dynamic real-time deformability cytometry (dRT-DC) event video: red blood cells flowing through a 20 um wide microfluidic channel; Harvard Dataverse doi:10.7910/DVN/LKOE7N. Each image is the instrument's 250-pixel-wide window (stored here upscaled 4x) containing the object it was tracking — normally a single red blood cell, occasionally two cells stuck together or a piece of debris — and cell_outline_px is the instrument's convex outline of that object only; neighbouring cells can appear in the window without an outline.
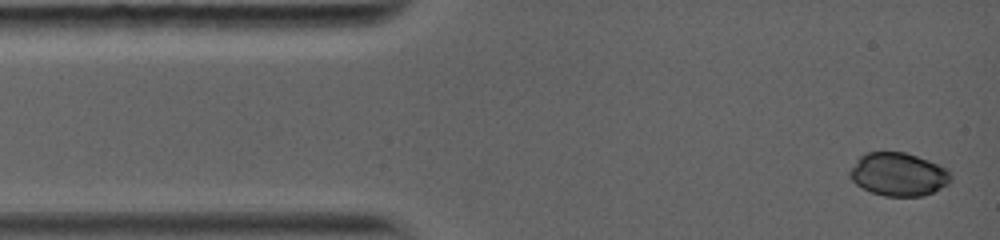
{"species": "common noctule bat (a hibernating species)", "species_latin": "Nyctalus noctula", "temperature_condition": "warm", "stored_images_in_passage": 44, "camera_frame_rate_fps": 5000, "um_per_image_px": 0.085, "animal": {"sex": "female", "body_mass_g": 19.0, "forearm_length_mm": 56.7}, "frame": {"image": 1, "passage_image": 1, "time_ms": 0.0, "image_size_px": [1000, 240], "cell_outline_px": [[952, 180], [948, 184], [924, 196], [884, 196], [872, 192], [856, 184], [848, 176], [848, 172], [856, 160], [864, 152], [904, 152], [928, 160], [948, 168], [952, 172]], "centroid_in_image_um": [76.38, 14.81], "position_along_channel_um": 8.6, "area_um2": 25.61}}
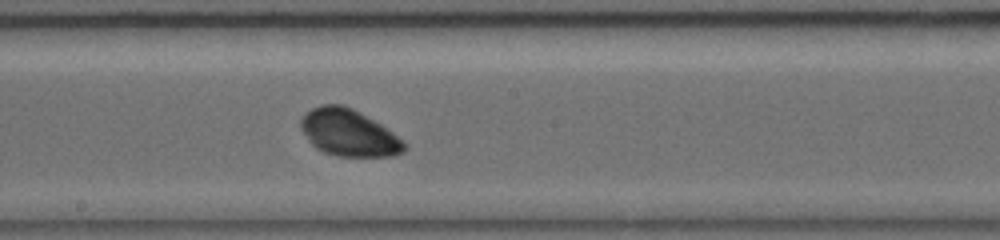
{"frame": {"image": 2, "passage_image": 26, "time_ms": 6.8, "image_size_px": [1000, 240], "cell_outline_px": [[408, 148], [404, 152], [392, 156], [340, 156], [324, 152], [316, 148], [308, 140], [300, 128], [300, 120], [304, 112], [320, 104], [340, 104], [352, 108], [380, 124], [404, 140], [408, 144]], "centroid_in_image_um": [29.64, 11.28], "position_along_channel_um": 218.6, "area_um2": 28.32}}
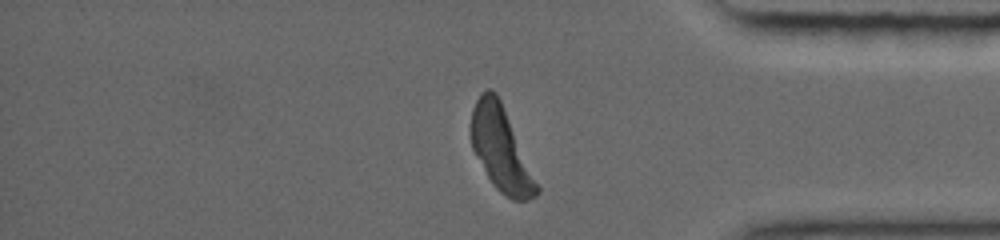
{"frame": {"image": 3, "passage_image": 44, "time_ms": 11.4, "image_size_px": [1000, 240], "cell_outline_px": [[540, 192], [536, 196], [528, 200], [512, 200], [500, 192], [492, 184], [472, 148], [472, 108], [480, 92], [488, 88], [492, 88], [496, 92], [500, 100], [540, 188]], "centroid_in_image_um": [42.58, 12.68], "position_along_channel_um": 392.6, "area_um2": 31.5}, "authors_computed_cell_mechanics": {"area_um2": 28.0908, "velocity_mm_per_s": 4.0989, "shape_relaxation_time_tau1_ms": 2.5806, "shape_relaxation_time_tau2_ms": null, "deformation_change_tau1": 0.1106, "deformation_change_tau2": null}}